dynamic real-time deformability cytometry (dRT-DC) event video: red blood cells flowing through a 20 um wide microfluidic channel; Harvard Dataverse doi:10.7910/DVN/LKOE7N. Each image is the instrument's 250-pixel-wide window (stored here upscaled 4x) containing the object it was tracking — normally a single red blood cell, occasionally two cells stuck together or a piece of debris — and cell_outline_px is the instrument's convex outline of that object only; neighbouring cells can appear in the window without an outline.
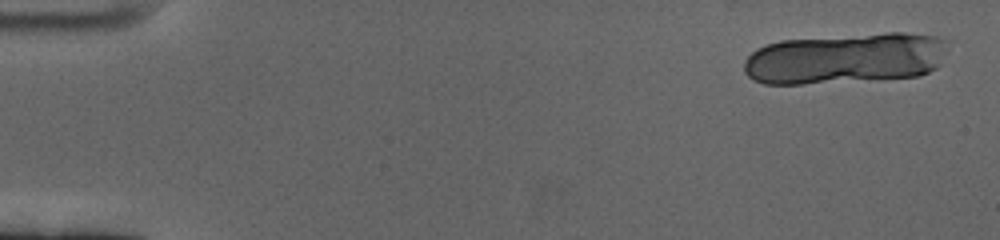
{"species": "human", "species_latin": "Homo sapiens", "temperature_condition": "cold", "stored_images_in_passage": 20, "camera_frame_rate_fps": 3000, "um_per_image_px": 0.085, "donor": {"sex": "female"}, "frame": {"image": 1, "passage_image": 1, "time_ms": 0.0, "image_size_px": [1000, 240], "cell_outline_px": [[952, 40], [940, 64], [936, 68], [920, 76], [804, 84], [764, 84], [752, 80], [744, 72], [744, 60], [756, 48], [764, 44], [780, 40], [888, 32], [904, 32], [936, 36]], "centroid_in_image_um": [71.89, 4.95], "position_along_channel_um": 13.1, "area_um2": 61.33}}